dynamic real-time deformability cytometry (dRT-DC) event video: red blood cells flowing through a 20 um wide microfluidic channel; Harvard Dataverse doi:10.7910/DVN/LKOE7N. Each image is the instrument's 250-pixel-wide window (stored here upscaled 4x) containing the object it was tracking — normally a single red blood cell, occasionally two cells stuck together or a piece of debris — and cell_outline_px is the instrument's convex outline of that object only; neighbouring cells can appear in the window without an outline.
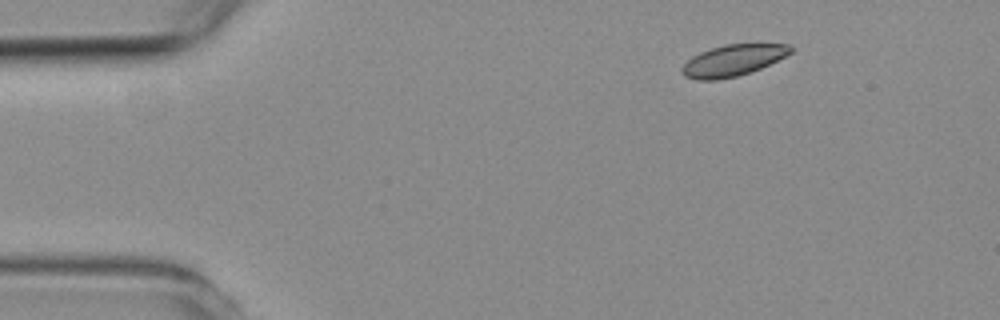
{"species": "common noctule bat (a hibernating species)", "species_latin": "Nyctalus noctula", "temperature_condition": "room temperature", "stored_images_in_passage": 4, "camera_frame_rate_fps": 3000, "um_per_image_px": 0.085, "animal": {"sex": "female", "body_mass_g": 19.3, "forearm_length_mm": 54.1}, "frame": {"image": 1, "passage_image": 1, "time_ms": 0.0, "image_size_px": [1000, 320], "cell_outline_px": [[792, 52], [760, 68], [736, 76], [716, 80], [696, 80], [684, 76], [680, 72], [680, 68], [692, 56], [700, 52], [724, 44], [788, 44], [792, 48]], "centroid_in_image_um": [62.23, 5.13], "position_along_channel_um": 22.8, "area_um2": 19.59}}
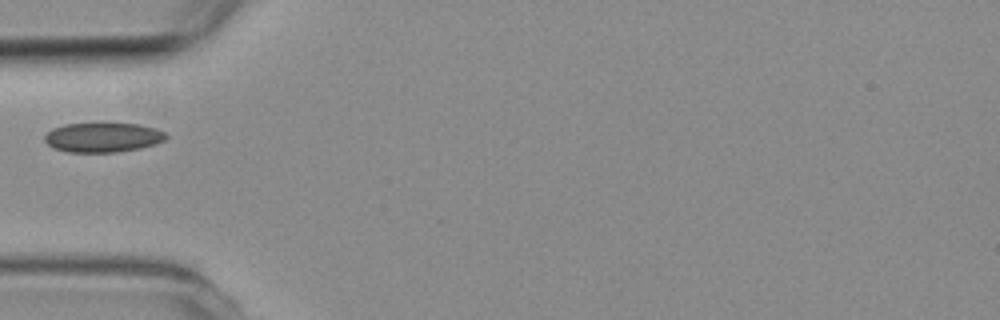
{"frame": {"image": 2, "passage_image": 4, "time_ms": 3.333, "image_size_px": [1000, 320], "cell_outline_px": [[168, 136], [164, 140], [156, 144], [140, 148], [116, 152], [68, 152], [52, 148], [44, 140], [44, 136], [52, 128], [64, 124], [140, 124], [156, 128], [164, 132]], "centroid_in_image_um": [8.74, 11.68], "position_along_channel_um": 76.3, "area_um2": 20.87}}